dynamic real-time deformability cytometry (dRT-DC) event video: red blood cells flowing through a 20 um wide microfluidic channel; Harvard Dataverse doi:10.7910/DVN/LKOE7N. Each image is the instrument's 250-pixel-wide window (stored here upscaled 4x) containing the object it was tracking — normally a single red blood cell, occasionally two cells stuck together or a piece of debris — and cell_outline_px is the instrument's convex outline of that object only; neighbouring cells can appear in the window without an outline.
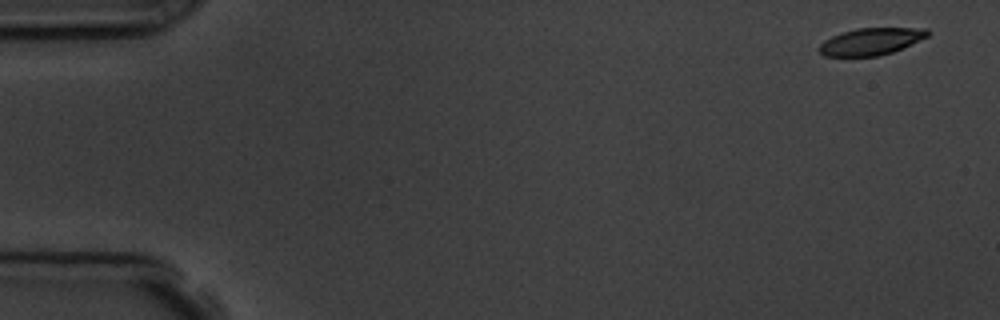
{"species": "common noctule bat (a hibernating species)", "species_latin": "Nyctalus noctula", "temperature_condition": "room temperature", "stored_images_in_passage": 6, "segment_of_instrument_passage": [1, 2], "camera_frame_rate_fps": 3000, "um_per_image_px": 0.085, "animal": {"sex": "male", "body_mass_g": 19.5, "forearm_length_mm": 54.6}, "frame": {"image": 1, "passage_image": 1, "time_ms": 0.0, "image_size_px": [1000, 320], "cell_outline_px": [[932, 32], [928, 36], [892, 52], [880, 56], [824, 56], [816, 48], [824, 40], [832, 36], [856, 28], [928, 28]], "centroid_in_image_um": [74.03, 3.52], "position_along_channel_um": 11.0, "area_um2": 17.05}}
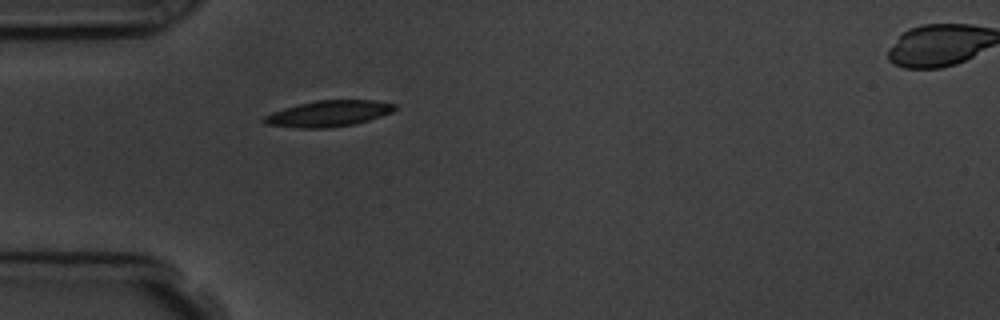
{"frame": {"image": 2, "passage_image": 5, "time_ms": 4.667, "image_size_px": [1000, 320], "cell_outline_px": [[396, 108], [392, 112], [356, 124], [328, 128], [296, 128], [264, 124], [260, 120], [264, 116], [272, 112], [284, 108], [316, 100], [376, 100], [396, 104]], "centroid_in_image_um": [27.9, 9.66], "position_along_channel_um": 57.1, "area_um2": 19.94}}